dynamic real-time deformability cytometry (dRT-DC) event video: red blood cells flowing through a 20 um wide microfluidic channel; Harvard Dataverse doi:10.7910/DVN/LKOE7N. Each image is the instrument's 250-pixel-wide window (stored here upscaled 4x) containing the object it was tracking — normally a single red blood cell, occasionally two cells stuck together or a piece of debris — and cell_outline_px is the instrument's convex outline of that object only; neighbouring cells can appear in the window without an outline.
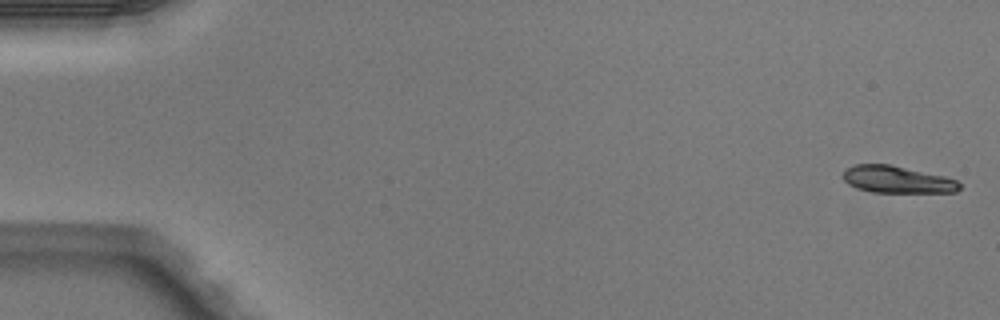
{"species": "Egyptian fruit bat (a non-hibernating species)", "species_latin": "Rousettus aegyptiacus", "temperature_condition": "warm", "stored_images_in_passage": 5, "camera_frame_rate_fps": 3000, "um_per_image_px": 0.085, "animal": {"sex": "male"}, "frame": {"image": 1, "passage_image": 1, "time_ms": 0.0, "image_size_px": [1000, 320], "cell_outline_px": [[960, 188], [956, 192], [872, 192], [856, 188], [848, 184], [840, 176], [848, 168], [856, 164], [888, 164], [944, 176], [956, 180], [960, 184]], "centroid_in_image_um": [76.22, 15.26], "position_along_channel_um": 8.8, "area_um2": 18.21}}
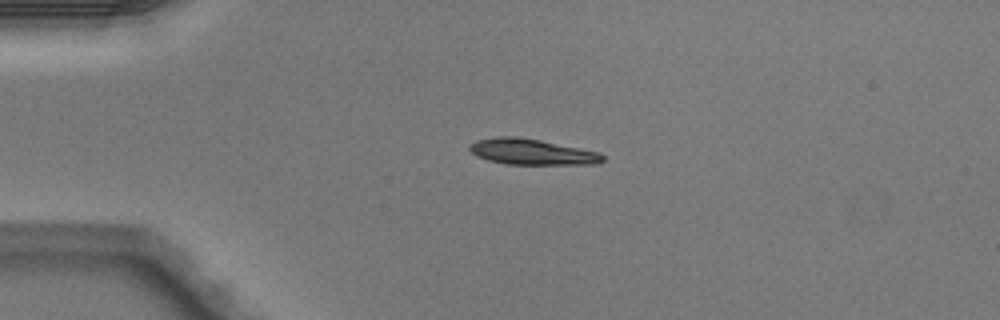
{"frame": {"image": 2, "passage_image": 4, "time_ms": 1.0, "image_size_px": [1000, 320], "cell_outline_px": [[604, 160], [592, 164], [504, 164], [488, 160], [476, 156], [468, 148], [468, 144], [476, 140], [496, 136], [516, 136], [540, 140], [600, 152], [604, 156]], "centroid_in_image_um": [45.15, 12.9], "position_along_channel_um": 39.8, "area_um2": 20.06}}